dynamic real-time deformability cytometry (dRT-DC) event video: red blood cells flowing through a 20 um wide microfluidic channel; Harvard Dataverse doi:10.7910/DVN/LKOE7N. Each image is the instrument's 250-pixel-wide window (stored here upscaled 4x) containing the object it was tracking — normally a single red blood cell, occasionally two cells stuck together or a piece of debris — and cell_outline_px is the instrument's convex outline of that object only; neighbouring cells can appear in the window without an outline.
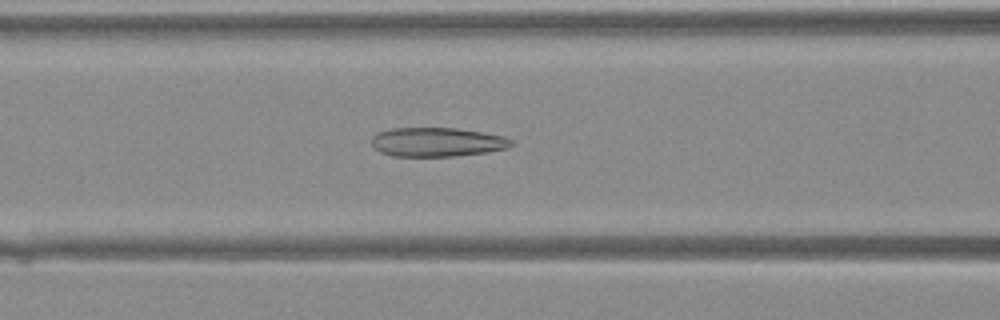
{"species": "Egyptian fruit bat (a non-hibernating species)", "species_latin": "Rousettus aegyptiacus", "temperature_condition": "warm", "stored_images_in_passage": 32, "camera_frame_rate_fps": 3000, "um_per_image_px": 0.085, "animal": {"sex": "female"}, "frame": {"image": 1, "passage_image": 10, "time_ms": 3.0, "image_size_px": [1000, 320], "cell_outline_px": [[516, 144], [508, 148], [488, 152], [452, 156], [392, 156], [380, 152], [372, 144], [372, 136], [376, 132], [392, 128], [456, 128], [504, 136], [512, 140]], "centroid_in_image_um": [37.16, 12.07], "position_along_channel_um": 129.4, "area_um2": 23.76}}
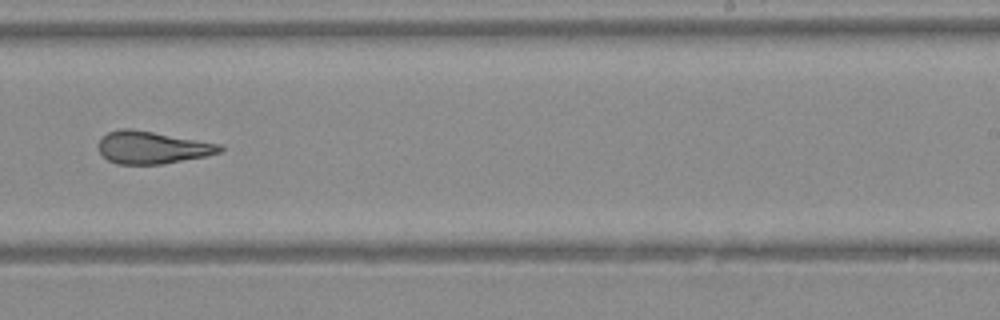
{"frame": {"image": 2, "passage_image": 19, "time_ms": 6.0, "image_size_px": [1000, 320], "cell_outline_px": [[224, 148], [220, 152], [208, 156], [160, 164], [116, 164], [108, 160], [100, 152], [100, 140], [108, 132], [120, 128], [128, 128], [152, 132], [220, 144]], "centroid_in_image_um": [12.95, 12.54], "position_along_channel_um": 276.1, "area_um2": 22.6}}
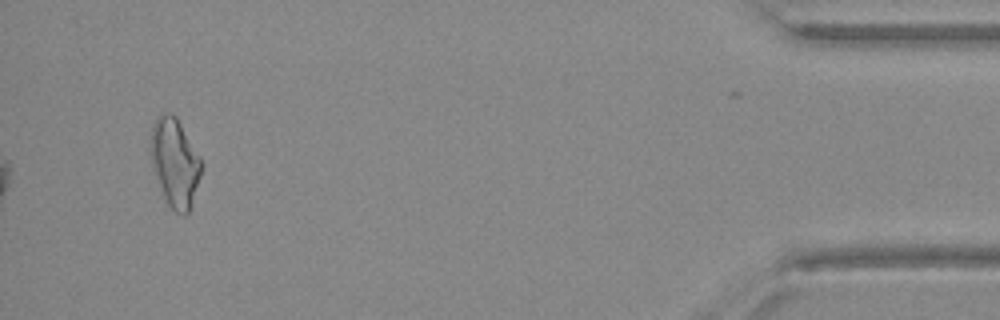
{"frame": {"image": 3, "passage_image": 32, "time_ms": 10.333, "image_size_px": [1000, 320], "cell_outline_px": [[200, 176], [188, 212], [184, 216], [176, 212], [168, 204], [160, 188], [152, 164], [152, 124], [156, 116], [160, 112], [168, 112], [176, 116], [200, 160]], "centroid_in_image_um": [14.83, 13.79], "position_along_channel_um": 420.4, "area_um2": 25.14}}